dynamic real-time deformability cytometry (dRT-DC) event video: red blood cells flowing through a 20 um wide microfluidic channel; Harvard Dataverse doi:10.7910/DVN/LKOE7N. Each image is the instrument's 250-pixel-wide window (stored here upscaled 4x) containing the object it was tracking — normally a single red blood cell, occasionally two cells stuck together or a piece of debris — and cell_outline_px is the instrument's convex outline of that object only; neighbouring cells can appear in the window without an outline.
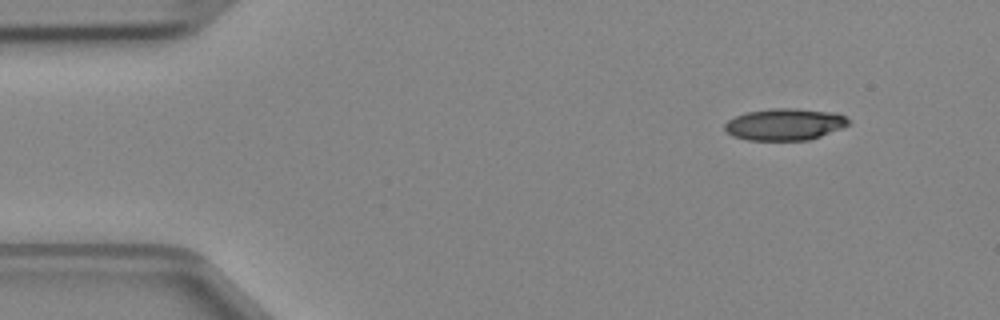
{"species": "Egyptian fruit bat (a non-hibernating species)", "species_latin": "Rousettus aegyptiacus", "temperature_condition": "cold", "stored_images_in_passage": 3, "camera_frame_rate_fps": 3000, "um_per_image_px": 0.085, "animal": {"sex": "female"}, "frame": {"image": 1, "passage_image": 1, "time_ms": 0.0, "image_size_px": [1000, 320], "cell_outline_px": [[848, 124], [840, 128], [820, 136], [808, 140], [748, 140], [732, 136], [724, 128], [724, 124], [728, 120], [736, 116], [748, 112], [772, 108], [796, 108], [836, 112], [844, 116], [848, 120]], "centroid_in_image_um": [66.68, 10.56], "position_along_channel_um": 18.3, "area_um2": 22.77}}